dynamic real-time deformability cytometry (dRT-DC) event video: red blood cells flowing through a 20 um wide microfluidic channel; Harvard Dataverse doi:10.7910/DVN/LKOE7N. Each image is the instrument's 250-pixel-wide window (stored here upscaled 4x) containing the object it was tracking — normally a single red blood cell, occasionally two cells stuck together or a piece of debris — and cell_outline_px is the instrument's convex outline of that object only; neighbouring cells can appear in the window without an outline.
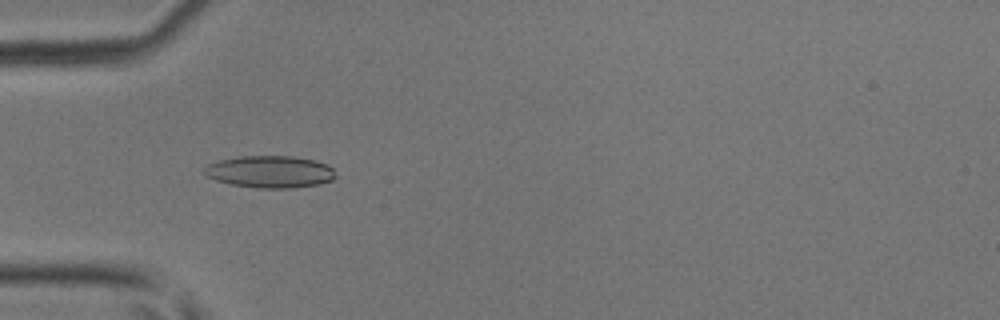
{"species": "common noctule bat (a hibernating species)", "species_latin": "Nyctalus noctula", "temperature_condition": "room temperature", "stored_images_in_passage": 5, "camera_frame_rate_fps": 3000, "um_per_image_px": 0.085, "animal": {"sex": "male", "body_mass_g": 17.9, "forearm_length_mm": 54.2}, "frame": {"image": 1, "passage_image": 4, "time_ms": 1.0, "image_size_px": [1000, 320], "cell_outline_px": [[336, 176], [332, 180], [320, 184], [292, 188], [260, 188], [232, 184], [216, 180], [208, 176], [204, 172], [204, 168], [208, 164], [220, 160], [240, 156], [292, 156], [316, 160], [328, 164], [332, 168]], "centroid_in_image_um": [22.99, 14.59], "position_along_channel_um": 62.0, "area_um2": 24.51}}